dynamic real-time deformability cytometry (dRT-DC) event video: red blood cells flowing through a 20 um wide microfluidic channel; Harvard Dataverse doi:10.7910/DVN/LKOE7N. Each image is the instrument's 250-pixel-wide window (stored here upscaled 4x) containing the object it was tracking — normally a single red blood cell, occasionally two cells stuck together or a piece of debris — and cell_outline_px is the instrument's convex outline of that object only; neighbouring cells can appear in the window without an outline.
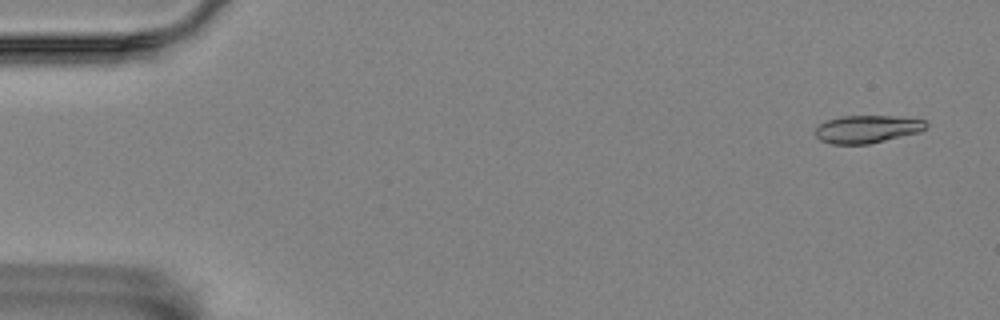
{"species": "Egyptian fruit bat (a non-hibernating species)", "species_latin": "Rousettus aegyptiacus", "temperature_condition": "room temperature", "stored_images_in_passage": 6, "camera_frame_rate_fps": 3000, "um_per_image_px": 0.085, "animal": {"sex": "female"}, "frame": {"image": 1, "passage_image": 1, "time_ms": 0.0, "image_size_px": [1000, 320], "cell_outline_px": [[928, 124], [920, 132], [868, 144], [832, 144], [820, 140], [816, 136], [816, 128], [820, 124], [828, 120], [840, 116], [896, 116], [924, 120]], "centroid_in_image_um": [73.7, 10.97], "position_along_channel_um": 11.3, "area_um2": 17.74}}
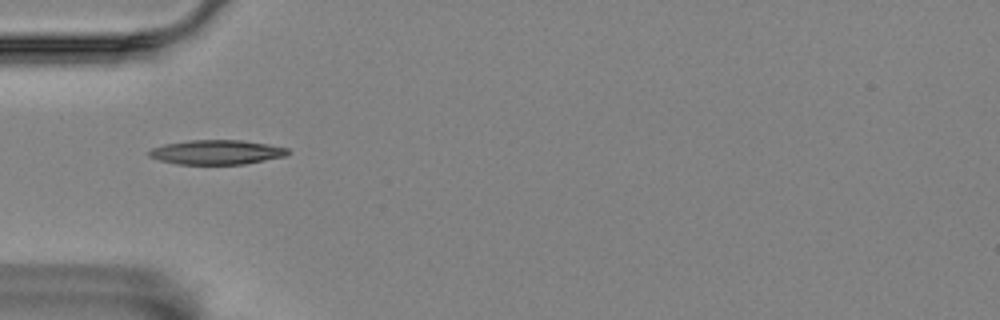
{"frame": {"image": 2, "passage_image": 5, "time_ms": 1.333, "image_size_px": [1000, 320], "cell_outline_px": [[288, 156], [244, 164], [176, 164], [160, 160], [148, 156], [148, 152], [152, 148], [164, 144], [188, 140], [240, 140], [268, 144], [288, 148]], "centroid_in_image_um": [18.42, 12.93], "position_along_channel_um": 66.6, "area_um2": 19.83}}
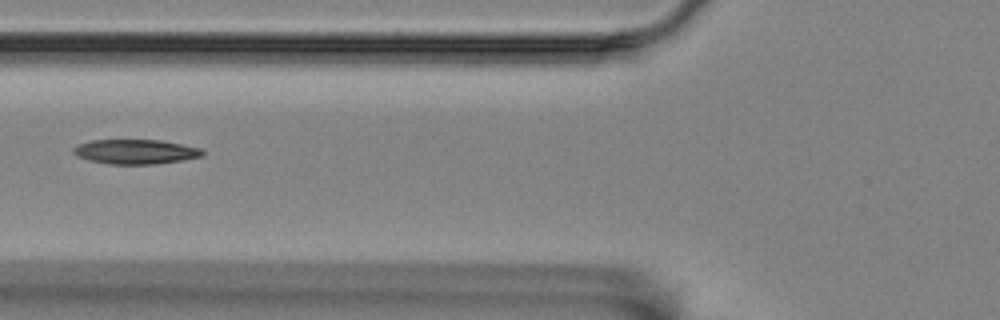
{"frame": {"image": 3, "passage_image": 6, "time_ms": 1.667, "image_size_px": [1000, 320], "cell_outline_px": [[204, 156], [184, 160], [156, 164], [108, 164], [88, 160], [76, 156], [72, 152], [72, 148], [80, 144], [92, 140], [160, 140], [200, 148], [204, 152]], "centroid_in_image_um": [11.51, 12.9], "position_along_channel_um": 114.3, "area_um2": 18.55}}